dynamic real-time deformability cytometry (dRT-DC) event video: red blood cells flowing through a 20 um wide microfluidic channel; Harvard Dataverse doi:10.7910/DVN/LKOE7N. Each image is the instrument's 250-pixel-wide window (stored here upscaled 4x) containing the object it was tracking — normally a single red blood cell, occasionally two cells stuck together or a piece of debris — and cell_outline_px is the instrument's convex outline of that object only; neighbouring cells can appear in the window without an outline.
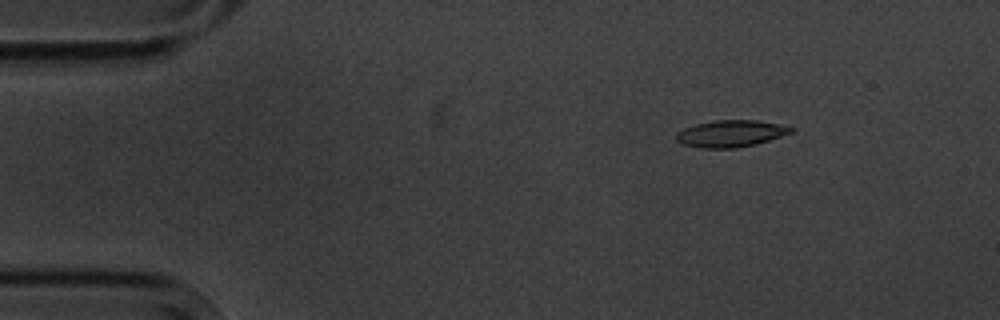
{"species": "common noctule bat (a hibernating species)", "species_latin": "Nyctalus noctula", "temperature_condition": "cold", "stored_images_in_passage": 5, "camera_frame_rate_fps": 3000, "um_per_image_px": 0.085, "animal": {"sex": "male", "body_mass_g": 20.1, "forearm_length_mm": 53.5}, "frame": {"image": 1, "passage_image": 3, "time_ms": 2.333, "image_size_px": [1000, 320], "cell_outline_px": [[796, 128], [792, 132], [756, 144], [736, 148], [700, 148], [684, 144], [676, 140], [676, 132], [684, 128], [696, 124], [716, 120], [756, 120], [780, 124]], "centroid_in_image_um": [62.11, 11.35], "position_along_channel_um": 22.9, "area_um2": 17.86}}